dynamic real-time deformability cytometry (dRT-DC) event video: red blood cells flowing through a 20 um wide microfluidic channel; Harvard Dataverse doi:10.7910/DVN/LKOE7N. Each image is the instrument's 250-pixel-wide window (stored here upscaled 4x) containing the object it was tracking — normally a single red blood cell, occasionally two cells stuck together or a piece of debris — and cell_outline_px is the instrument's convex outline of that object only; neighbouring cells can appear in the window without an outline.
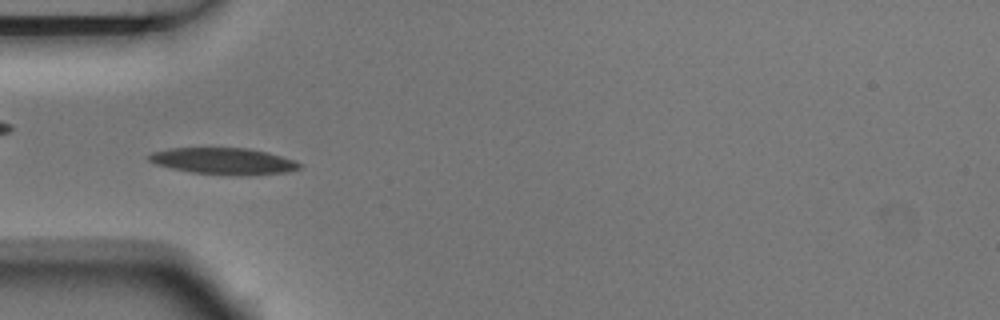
{"species": "Egyptian fruit bat (a non-hibernating species)", "species_latin": "Rousettus aegyptiacus", "temperature_condition": "room temperature", "stored_images_in_passage": 7, "camera_frame_rate_fps": 3000, "um_per_image_px": 0.085, "animal": {"sex": "male"}, "frame": {"image": 1, "passage_image": 4, "time_ms": 1.0, "image_size_px": [1000, 320], "cell_outline_px": [[304, 164], [300, 168], [288, 172], [236, 176], [192, 172], [172, 168], [156, 164], [148, 160], [144, 156], [152, 152], [168, 148], [248, 148], [268, 152], [296, 160]], "centroid_in_image_um": [19.02, 13.69], "position_along_channel_um": 66.0, "area_um2": 23.52}}
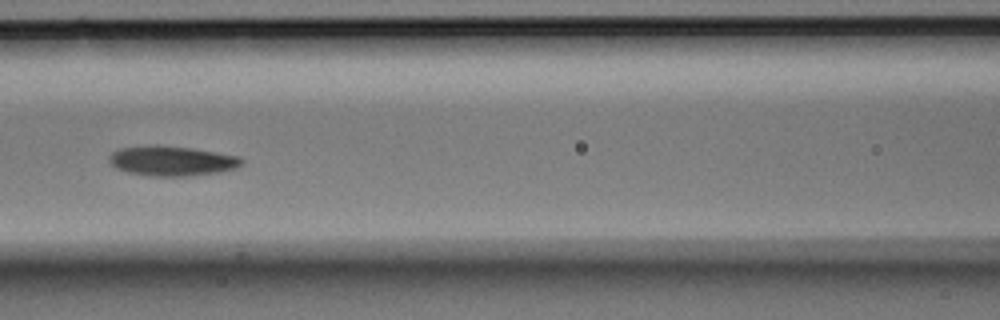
{"frame": {"image": 2, "passage_image": 6, "time_ms": 1.667, "image_size_px": [1000, 320], "cell_outline_px": [[244, 164], [236, 168], [220, 172], [188, 176], [152, 176], [128, 172], [116, 168], [108, 160], [108, 156], [112, 152], [120, 148], [156, 144], [192, 148], [240, 156], [244, 160]], "centroid_in_image_um": [14.63, 13.67], "position_along_channel_um": 152.0, "area_um2": 23.29}}
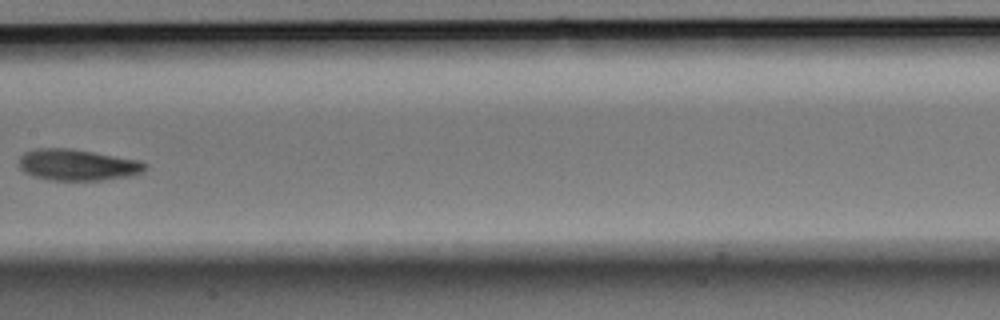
{"frame": {"image": 3, "passage_image": 7, "time_ms": 2.0, "image_size_px": [1000, 320], "cell_outline_px": [[148, 168], [144, 172], [132, 176], [100, 180], [52, 180], [32, 176], [24, 172], [20, 168], [20, 156], [24, 152], [36, 148], [72, 148], [140, 160], [148, 164]], "centroid_in_image_um": [6.63, 14.01], "position_along_channel_um": 200.8, "area_um2": 23.29}}